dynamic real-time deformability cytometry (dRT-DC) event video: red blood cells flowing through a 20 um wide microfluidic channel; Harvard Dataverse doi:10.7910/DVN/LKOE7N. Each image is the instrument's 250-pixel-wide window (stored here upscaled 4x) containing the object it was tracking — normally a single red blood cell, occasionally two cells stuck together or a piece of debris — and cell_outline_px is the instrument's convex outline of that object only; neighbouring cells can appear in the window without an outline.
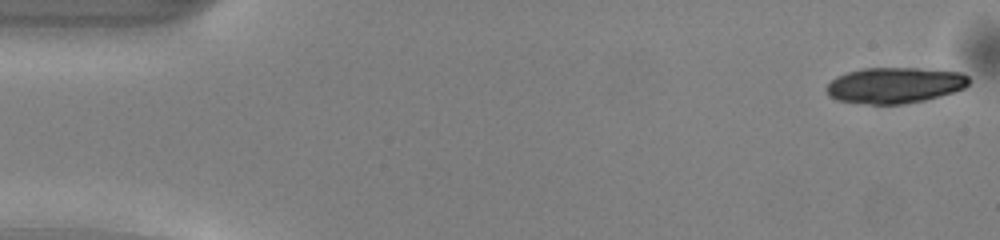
{"species": "common noctule bat (a hibernating species)", "species_latin": "Nyctalus noctula", "temperature_condition": "warm", "stored_images_in_passage": 49, "camera_frame_rate_fps": 3000, "um_per_image_px": 0.085, "animal": {"sex": "male", "body_mass_g": 13.0, "forearm_length_mm": 53.1}, "frame": {"image": 1, "passage_image": 1, "time_ms": 0.0, "image_size_px": [1000, 240], "cell_outline_px": [[968, 84], [964, 88], [940, 96], [924, 100], [904, 104], [868, 104], [836, 100], [828, 96], [824, 88], [836, 76], [848, 72], [864, 68], [916, 68], [960, 72], [968, 76]], "centroid_in_image_um": [76.01, 7.25], "position_along_channel_um": 9.0, "area_um2": 29.77}}
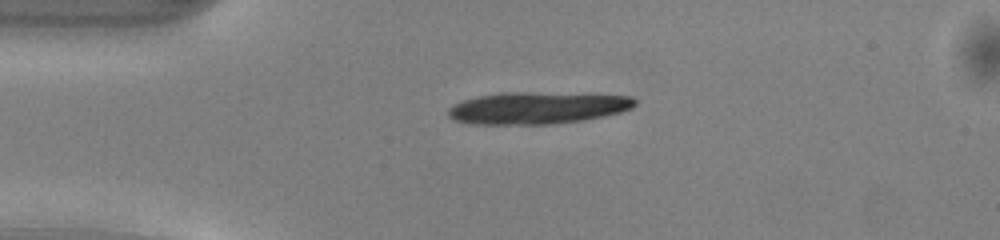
{"frame": {"image": 2, "passage_image": 11, "time_ms": 3.333, "image_size_px": [1000, 240], "cell_outline_px": [[636, 104], [632, 108], [620, 112], [604, 116], [584, 120], [552, 124], [472, 124], [456, 120], [448, 116], [448, 108], [464, 100], [480, 96], [500, 92], [528, 92], [632, 96], [636, 100]], "centroid_in_image_um": [45.69, 9.18], "position_along_channel_um": 39.3, "area_um2": 34.62}, "authors_computed_cell_mechanics": {"area_um2": 29.8826, "velocity_mm_per_s": 4.1308, "shape_relaxation_time_tau1_ms": 2.1339, "shape_relaxation_time_tau2_ms": null, "deformation_change_tau1": 0.1059, "deformation_change_tau2": null}}